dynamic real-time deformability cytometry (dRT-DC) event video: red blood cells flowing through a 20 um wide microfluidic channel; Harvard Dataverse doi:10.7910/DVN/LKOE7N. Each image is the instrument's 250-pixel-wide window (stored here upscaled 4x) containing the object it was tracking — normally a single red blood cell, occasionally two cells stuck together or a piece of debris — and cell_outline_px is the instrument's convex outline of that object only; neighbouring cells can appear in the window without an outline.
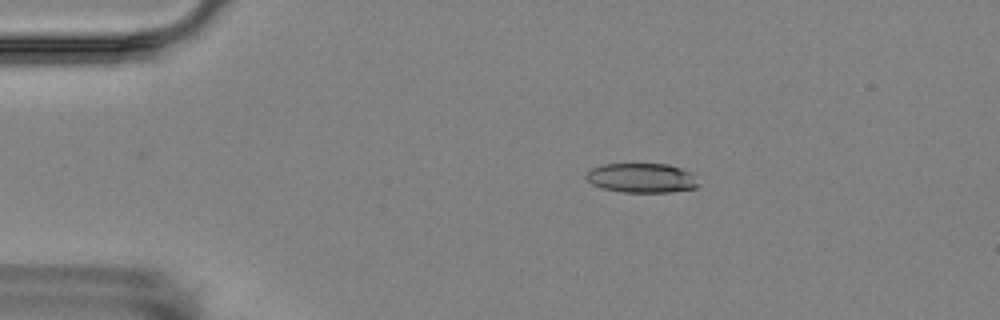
{"species": "Egyptian fruit bat (a non-hibernating species)", "species_latin": "Rousettus aegyptiacus", "temperature_condition": "room temperature", "stored_images_in_passage": 8, "camera_frame_rate_fps": 3000, "um_per_image_px": 0.085, "animal": {"sex": "female"}, "frame": {"image": 1, "passage_image": 4, "time_ms": 3.333, "image_size_px": [1000, 320], "cell_outline_px": [[700, 184], [696, 188], [672, 192], [624, 192], [604, 188], [592, 184], [584, 176], [592, 168], [604, 164], [668, 164], [692, 172]], "centroid_in_image_um": [54.59, 15.12], "position_along_channel_um": 30.4, "area_um2": 19.31}}
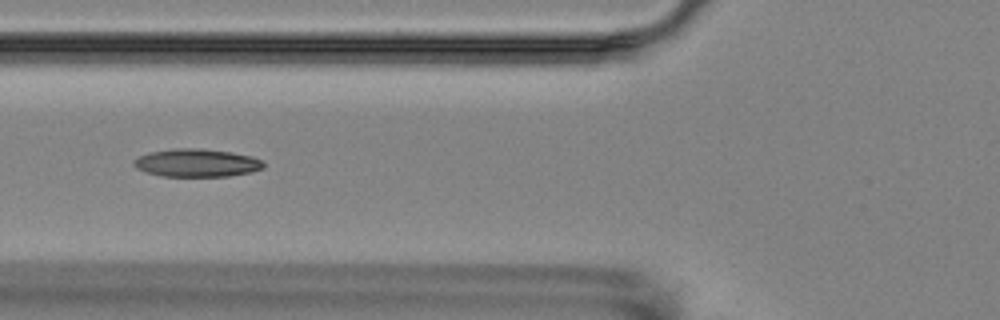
{"frame": {"image": 2, "passage_image": 7, "time_ms": 7.0, "image_size_px": [1000, 320], "cell_outline_px": [[264, 168], [252, 172], [228, 176], [160, 176], [136, 168], [132, 164], [132, 160], [148, 152], [176, 148], [200, 148], [232, 152], [252, 156], [264, 160]], "centroid_in_image_um": [16.74, 13.84], "position_along_channel_um": 109.1, "area_um2": 21.33}}
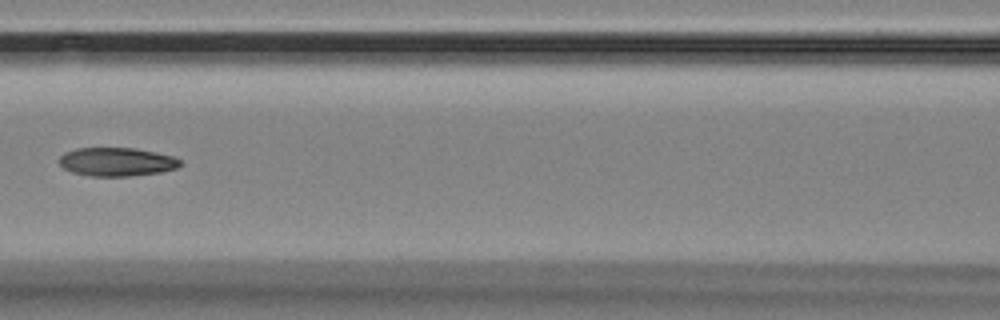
{"frame": {"image": 3, "passage_image": 8, "time_ms": 8.333, "image_size_px": [1000, 320], "cell_outline_px": [[184, 164], [180, 168], [160, 172], [128, 176], [88, 176], [72, 172], [64, 168], [60, 164], [60, 156], [64, 152], [76, 148], [136, 148], [156, 152], [172, 156], [180, 160]], "centroid_in_image_um": [9.95, 13.75], "position_along_channel_um": 156.6, "area_um2": 20.29}}